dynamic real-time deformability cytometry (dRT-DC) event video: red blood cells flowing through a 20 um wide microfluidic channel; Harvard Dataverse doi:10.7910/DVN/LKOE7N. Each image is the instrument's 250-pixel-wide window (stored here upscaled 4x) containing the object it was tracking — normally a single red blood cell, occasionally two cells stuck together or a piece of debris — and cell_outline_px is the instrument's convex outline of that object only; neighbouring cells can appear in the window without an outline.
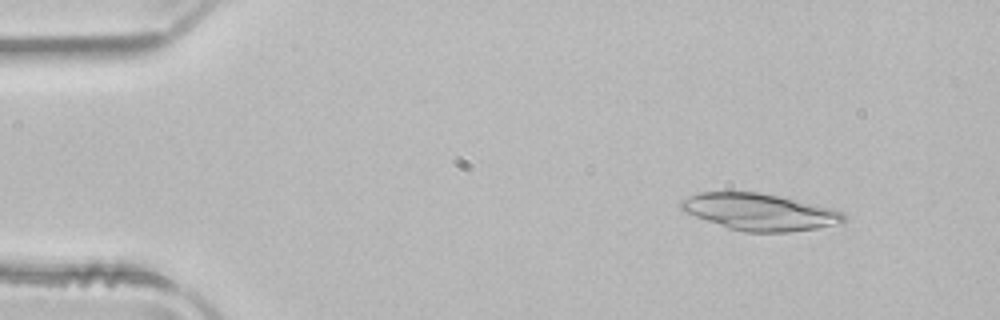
{"species": "common noctule bat (a hibernating species)", "species_latin": "Nyctalus noctula", "temperature_condition": "room temperature", "stored_images_in_passage": 50, "camera_frame_rate_fps": 3000, "um_per_image_px": 0.085, "animal": {"sex": "male", "body_mass_g": 21.5, "forearm_length_mm": 52.0}, "frame": {"image": 1, "passage_image": 6, "time_ms": 1.667, "image_size_px": [1000, 320], "cell_outline_px": [[844, 224], [788, 232], [744, 232], [728, 228], [684, 212], [676, 204], [680, 200], [700, 192], [760, 192], [832, 208], [840, 212], [844, 216]], "centroid_in_image_um": [64.53, 18.02], "position_along_channel_um": 20.5, "area_um2": 34.8}}